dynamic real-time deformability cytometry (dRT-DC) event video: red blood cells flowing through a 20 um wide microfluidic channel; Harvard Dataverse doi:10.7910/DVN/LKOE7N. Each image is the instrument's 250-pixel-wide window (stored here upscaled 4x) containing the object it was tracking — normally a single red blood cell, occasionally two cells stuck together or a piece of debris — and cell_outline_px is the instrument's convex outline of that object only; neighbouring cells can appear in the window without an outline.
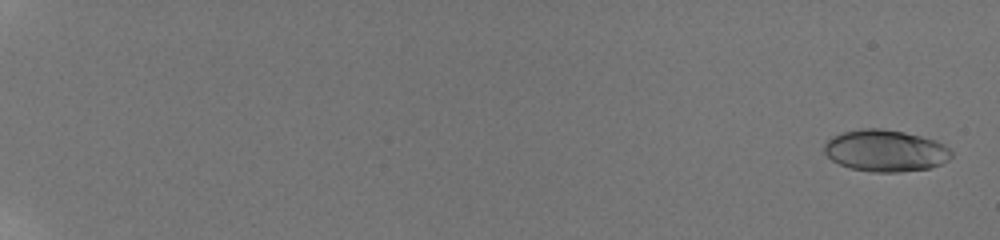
{"species": "human", "species_latin": "Homo sapiens", "temperature_condition": "room temperature", "stored_images_in_passage": 66, "camera_frame_rate_fps": 3000, "um_per_image_px": 0.085, "donor": {"sex": "male"}, "frame": {"image": 1, "passage_image": 3, "time_ms": 0.333, "image_size_px": [1000, 240], "cell_outline_px": [[952, 156], [948, 160], [940, 164], [928, 168], [900, 172], [872, 172], [852, 168], [840, 164], [832, 160], [824, 152], [824, 144], [832, 136], [840, 132], [860, 128], [880, 128], [904, 132], [936, 140], [944, 144], [952, 152]], "centroid_in_image_um": [75.25, 12.8], "position_along_channel_um": 9.8, "area_um2": 30.98}}
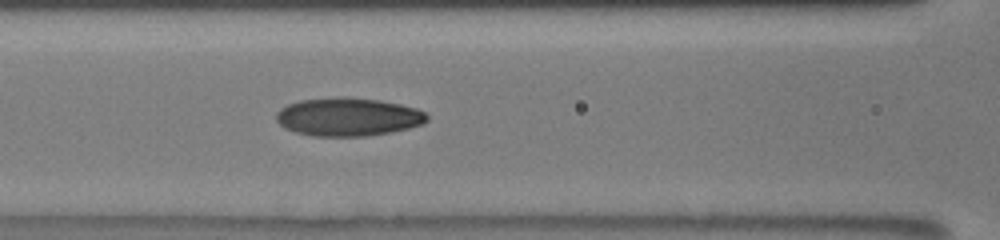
{"frame": {"image": 2, "passage_image": 32, "time_ms": 10.0, "image_size_px": [1000, 240], "cell_outline_px": [[428, 120], [424, 124], [392, 132], [368, 136], [312, 136], [296, 132], [284, 128], [276, 120], [276, 112], [280, 108], [288, 104], [300, 100], [340, 96], [344, 96], [380, 100], [400, 104], [416, 108], [424, 112], [428, 116]], "centroid_in_image_um": [29.58, 9.93], "position_along_channel_um": 137.0, "area_um2": 33.93}}
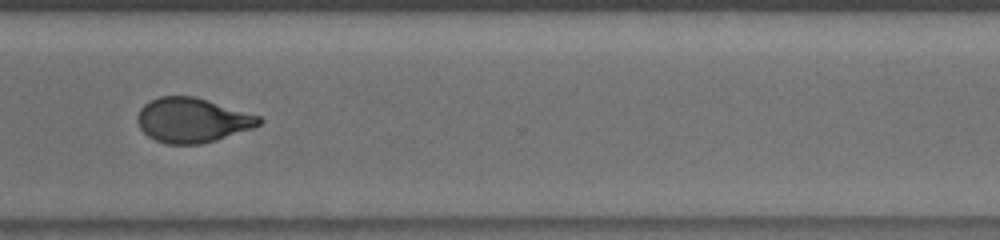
{"frame": {"image": 3, "passage_image": 49, "time_ms": 15.667, "image_size_px": [1000, 240], "cell_outline_px": [[264, 120], [260, 124], [252, 128], [216, 140], [200, 144], [168, 144], [156, 140], [148, 136], [140, 128], [136, 120], [136, 116], [140, 108], [144, 104], [160, 96], [196, 96], [260, 116]], "centroid_in_image_um": [16.33, 10.21], "position_along_channel_um": 354.3, "area_um2": 31.62}, "authors_computed_cell_mechanics": {"area_um2": 31.3854, "velocity_mm_per_s": 3.8374, "shape_relaxation_time_tau1_ms": 6.2943, "shape_relaxation_time_tau2_ms": 1.3589, "deformation_change_tau1": 0.2139, "deformation_change_tau2": 0.0671}}